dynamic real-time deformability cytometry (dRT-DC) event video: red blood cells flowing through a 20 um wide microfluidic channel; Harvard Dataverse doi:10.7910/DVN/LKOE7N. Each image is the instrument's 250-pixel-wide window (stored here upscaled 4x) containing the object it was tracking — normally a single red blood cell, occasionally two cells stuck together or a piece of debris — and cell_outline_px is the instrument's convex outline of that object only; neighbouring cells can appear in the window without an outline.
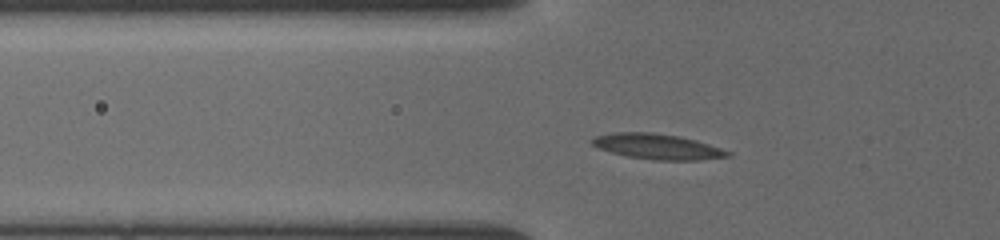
{"species": "common noctule bat (a hibernating species)", "species_latin": "Nyctalus noctula", "temperature_condition": "cold", "stored_images_in_passage": 33, "camera_frame_rate_fps": 3000, "um_per_image_px": 0.085, "animal": {"sex": "female", "body_mass_g": 19.5, "forearm_length_mm": 54.1}, "frame": {"image": 1, "passage_image": 16, "time_ms": 2.667, "image_size_px": [1000, 240], "cell_outline_px": [[732, 156], [696, 160], [656, 160], [628, 156], [612, 152], [600, 148], [592, 144], [588, 140], [596, 136], [616, 132], [652, 132], [680, 136], [696, 140], [732, 152]], "centroid_in_image_um": [55.89, 12.45], "position_along_channel_um": 69.9, "area_um2": 19.94}}
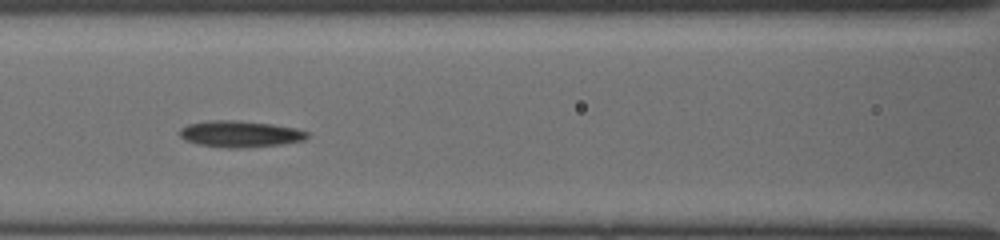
{"frame": {"image": 2, "passage_image": 28, "time_ms": 4.667, "image_size_px": [1000, 240], "cell_outline_px": [[308, 136], [304, 140], [284, 144], [240, 148], [228, 148], [196, 144], [184, 140], [180, 136], [180, 128], [188, 124], [216, 120], [236, 120], [272, 124], [296, 128], [308, 132]], "centroid_in_image_um": [20.41, 11.39], "position_along_channel_um": 146.2, "area_um2": 19.65}}
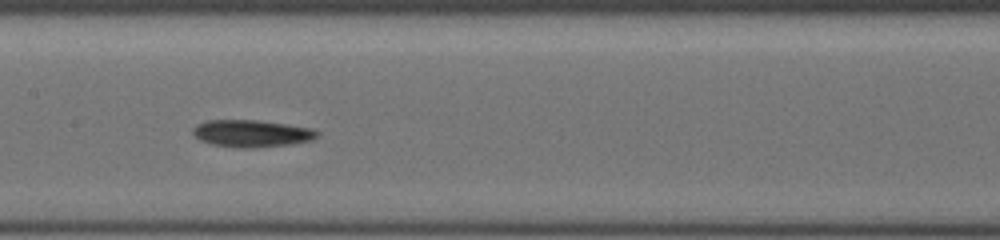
{"frame": {"image": 3, "passage_image": 32, "time_ms": 5.667, "image_size_px": [1000, 240], "cell_outline_px": [[320, 132], [312, 140], [292, 144], [252, 148], [236, 148], [212, 144], [200, 140], [192, 132], [192, 128], [196, 124], [204, 120], [256, 120], [284, 124], [308, 128]], "centroid_in_image_um": [21.33, 11.35], "position_along_channel_um": 186.1, "area_um2": 19.59}}